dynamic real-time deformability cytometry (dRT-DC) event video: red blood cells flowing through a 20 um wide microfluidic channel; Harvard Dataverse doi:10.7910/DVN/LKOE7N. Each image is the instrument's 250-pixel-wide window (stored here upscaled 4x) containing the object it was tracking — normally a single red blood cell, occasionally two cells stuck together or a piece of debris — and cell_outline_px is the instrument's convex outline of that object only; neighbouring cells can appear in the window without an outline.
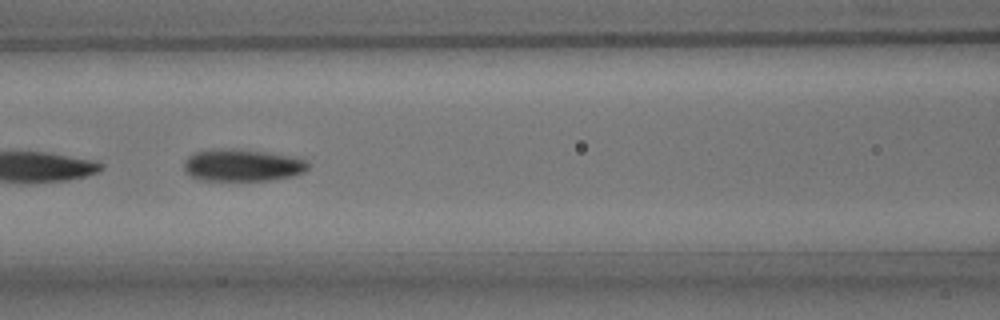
{"species": "common noctule bat (a hibernating species)", "species_latin": "Nyctalus noctula", "temperature_condition": "room temperature", "stored_images_in_passage": 12, "camera_frame_rate_fps": 3000, "um_per_image_px": 0.085, "animal": {"sex": "male", "body_mass_g": 15.6}, "frame": {"image": 1, "passage_image": 10, "time_ms": 3.0, "image_size_px": [1000, 320], "cell_outline_px": [[308, 168], [304, 172], [292, 176], [268, 180], [200, 180], [184, 172], [184, 160], [188, 156], [196, 152], [228, 148], [260, 152], [284, 156], [304, 160], [308, 164]], "centroid_in_image_um": [20.53, 14.06], "position_along_channel_um": 146.1, "area_um2": 22.6}}